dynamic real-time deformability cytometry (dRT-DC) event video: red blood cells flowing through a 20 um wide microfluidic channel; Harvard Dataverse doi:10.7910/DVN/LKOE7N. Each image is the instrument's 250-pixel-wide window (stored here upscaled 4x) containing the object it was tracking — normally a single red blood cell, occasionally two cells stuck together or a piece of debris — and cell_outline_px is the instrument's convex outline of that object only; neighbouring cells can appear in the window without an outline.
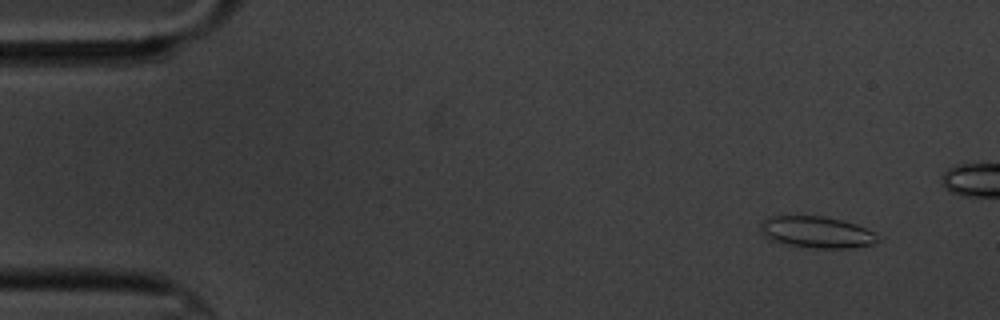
{"species": "common noctule bat (a hibernating species)", "species_latin": "Nyctalus noctula", "temperature_condition": "cold", "stored_images_in_passage": 6, "camera_frame_rate_fps": 3000, "um_per_image_px": 0.085, "animal": {"sex": "male", "body_mass_g": 20.1, "forearm_length_mm": 53.5}, "frame": {"image": 1, "passage_image": 1, "time_ms": 0.0, "image_size_px": [1000, 320], "cell_outline_px": [[880, 240], [872, 244], [856, 248], [804, 248], [772, 240], [764, 236], [760, 232], [760, 224], [768, 216], [824, 216], [856, 224], [872, 232]], "centroid_in_image_um": [69.39, 19.74], "position_along_channel_um": 15.6, "area_um2": 21.56}}
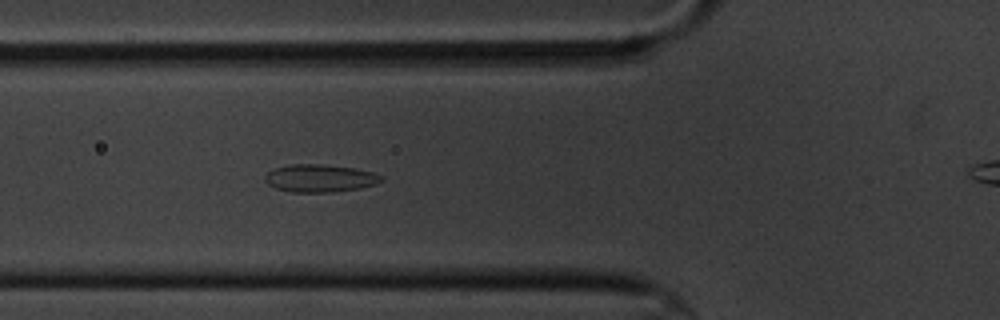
{"frame": {"image": 2, "passage_image": 5, "time_ms": 5.333, "image_size_px": [1000, 320], "cell_outline_px": [[384, 180], [376, 184], [360, 188], [332, 192], [292, 192], [276, 188], [268, 184], [264, 180], [264, 176], [268, 172], [276, 168], [292, 164], [320, 164], [356, 168], [372, 172], [384, 176]], "centroid_in_image_um": [27.22, 15.15], "position_along_channel_um": 98.6, "area_um2": 18.79}}